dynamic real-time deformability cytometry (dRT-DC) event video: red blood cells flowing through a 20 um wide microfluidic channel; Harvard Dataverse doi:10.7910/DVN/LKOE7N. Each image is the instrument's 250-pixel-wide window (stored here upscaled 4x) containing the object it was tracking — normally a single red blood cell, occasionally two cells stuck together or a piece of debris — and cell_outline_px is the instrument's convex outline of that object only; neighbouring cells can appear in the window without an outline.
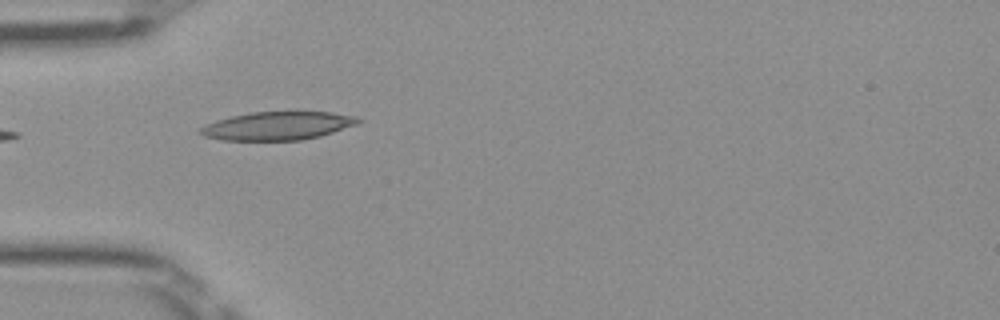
{"species": "Egyptian fruit bat (a non-hibernating species)", "species_latin": "Rousettus aegyptiacus", "temperature_condition": "room temperature", "stored_images_in_passage": 10, "camera_frame_rate_fps": 3000, "um_per_image_px": 0.085, "frame": {"image": 1, "passage_image": 1, "time_ms": 0.0, "image_size_px": [1000, 320], "cell_outline_px": [[360, 120], [356, 124], [320, 136], [300, 140], [224, 140], [204, 136], [196, 132], [204, 124], [216, 120], [232, 116], [252, 112], [332, 112], [356, 116]], "centroid_in_image_um": [23.54, 10.69], "position_along_channel_um": 61.5, "area_um2": 25.84}}
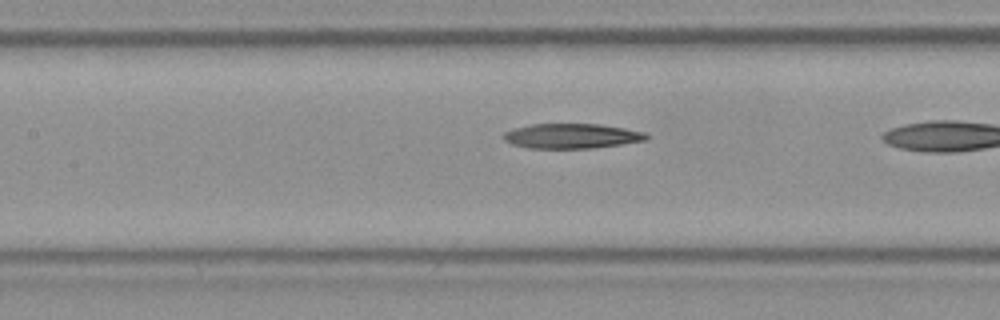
{"frame": {"image": 2, "passage_image": 6, "time_ms": 1.667, "image_size_px": [1000, 320], "cell_outline_px": [[648, 140], [624, 144], [592, 148], [528, 148], [512, 144], [504, 140], [504, 132], [512, 128], [532, 124], [600, 124], [624, 128], [644, 132], [648, 136]], "centroid_in_image_um": [48.6, 11.56], "position_along_channel_um": 158.8, "area_um2": 20.75}}
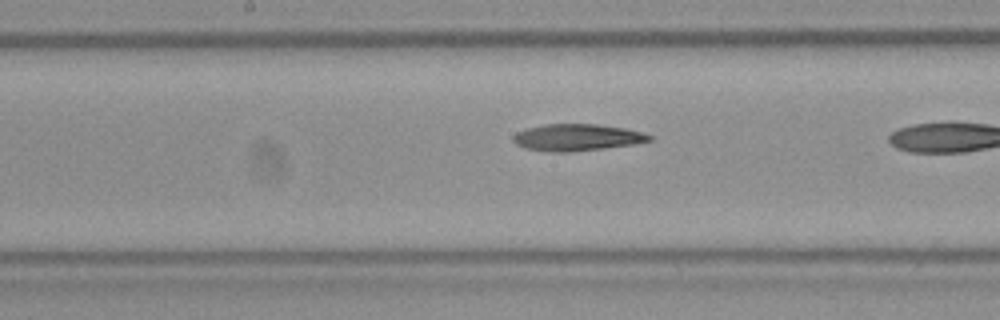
{"frame": {"image": 3, "passage_image": 9, "time_ms": 2.667, "image_size_px": [1000, 320], "cell_outline_px": [[652, 140], [632, 144], [604, 148], [568, 152], [552, 152], [524, 148], [516, 144], [512, 140], [512, 136], [516, 132], [528, 128], [544, 124], [596, 124], [624, 128], [640, 132], [652, 136]], "centroid_in_image_um": [48.99, 11.68], "position_along_channel_um": 199.2, "area_um2": 21.1}}